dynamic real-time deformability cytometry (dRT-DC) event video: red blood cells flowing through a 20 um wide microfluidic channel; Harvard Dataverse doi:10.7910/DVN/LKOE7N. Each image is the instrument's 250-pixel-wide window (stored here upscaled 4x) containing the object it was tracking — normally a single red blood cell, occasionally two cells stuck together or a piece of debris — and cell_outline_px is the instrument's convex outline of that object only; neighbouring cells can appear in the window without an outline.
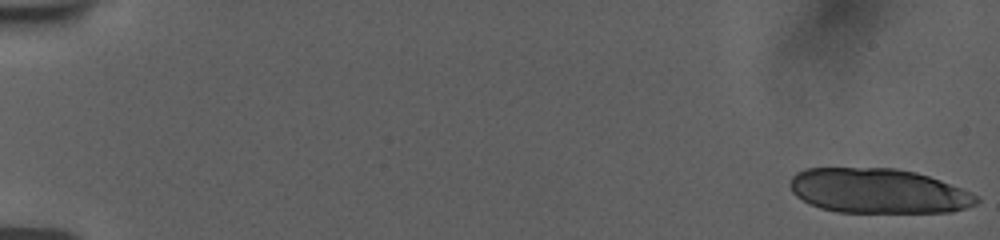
{"species": "human", "species_latin": "Homo sapiens", "temperature_condition": "room temperature", "stored_images_in_passage": 20, "camera_frame_rate_fps": 3000, "um_per_image_px": 0.085, "donor": {"sex": "female"}, "frame": {"image": 1, "passage_image": 1, "time_ms": 0.0, "image_size_px": [1000, 240], "cell_outline_px": [[980, 200], [976, 204], [952, 212], [836, 212], [820, 208], [796, 196], [792, 192], [792, 176], [796, 172], [804, 168], [896, 168], [916, 172], [940, 180], [960, 188], [976, 196]], "centroid_in_image_um": [74.64, 16.23], "position_along_channel_um": 10.4, "area_um2": 48.38}}
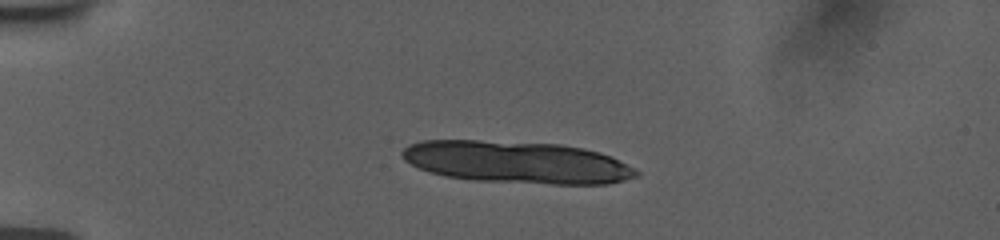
{"frame": {"image": 2, "passage_image": 14, "time_ms": 4.333, "image_size_px": [1000, 240], "cell_outline_px": [[640, 172], [636, 176], [624, 180], [608, 184], [552, 184], [472, 180], [444, 176], [428, 172], [404, 160], [400, 156], [400, 152], [408, 144], [424, 140], [476, 140], [560, 144], [584, 148], [600, 152], [636, 168]], "centroid_in_image_um": [43.91, 13.79], "position_along_channel_um": 41.1, "area_um2": 57.68}}